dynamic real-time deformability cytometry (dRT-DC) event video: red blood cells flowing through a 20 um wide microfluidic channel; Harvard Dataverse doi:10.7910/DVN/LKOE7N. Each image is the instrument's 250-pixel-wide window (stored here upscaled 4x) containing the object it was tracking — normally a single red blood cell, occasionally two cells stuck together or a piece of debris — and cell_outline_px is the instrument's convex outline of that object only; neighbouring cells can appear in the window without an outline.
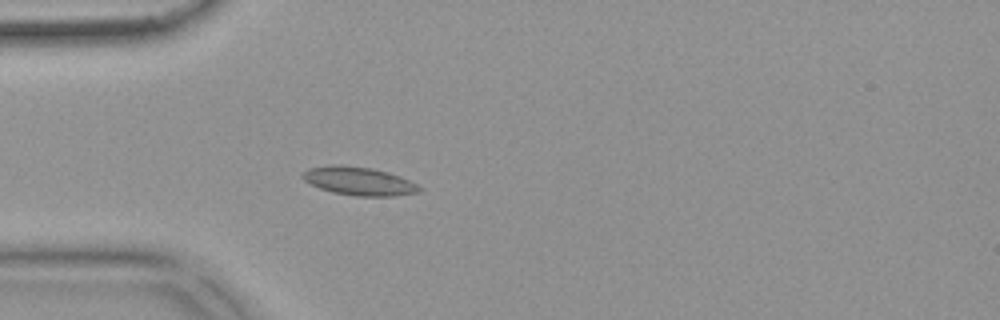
{"species": "common noctule bat (a hibernating species)", "species_latin": "Nyctalus noctula", "temperature_condition": "warm", "stored_images_in_passage": 53, "camera_frame_rate_fps": 3000, "um_per_image_px": 0.085, "animal": {"sex": "female", "body_mass_g": 18.4}, "frame": {"image": 1, "passage_image": 16, "time_ms": 5.0, "image_size_px": [1000, 320], "cell_outline_px": [[424, 188], [420, 192], [392, 196], [356, 196], [332, 192], [320, 188], [304, 180], [300, 176], [308, 168], [332, 164], [340, 164], [372, 168], [388, 172], [400, 176]], "centroid_in_image_um": [30.51, 15.38], "position_along_channel_um": 54.5, "area_um2": 19.36}}
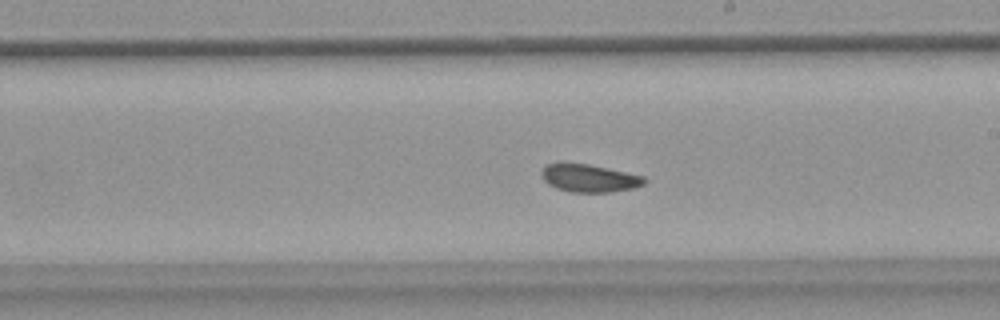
{"frame": {"image": 2, "passage_image": 31, "time_ms": 10.0, "image_size_px": [1000, 320], "cell_outline_px": [[648, 180], [644, 184], [632, 188], [608, 192], [572, 192], [556, 188], [548, 184], [540, 176], [540, 172], [548, 164], [588, 164], [608, 168], [644, 176]], "centroid_in_image_um": [50.1, 15.15], "position_along_channel_um": 238.9, "area_um2": 16.42}}
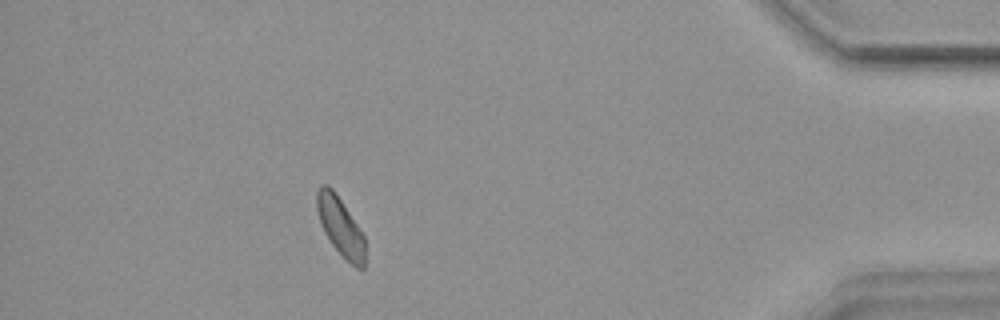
{"frame": {"image": 3, "passage_image": 48, "time_ms": 15.667, "image_size_px": [1000, 320], "cell_outline_px": [[364, 268], [356, 268], [332, 244], [324, 232], [320, 224], [316, 208], [316, 192], [320, 184], [328, 184], [332, 188], [364, 236]], "centroid_in_image_um": [28.88, 19.21], "position_along_channel_um": 406.3, "area_um2": 16.01}, "authors_computed_cell_mechanics": {"area_um2": 17.2244, "velocity_mm_per_s": 3.8333, "shape_relaxation_time_tau1_ms": null, "shape_relaxation_time_tau2_ms": 4.1548, "deformation_change_tau1": null, "deformation_change_tau2": 0.0741}}